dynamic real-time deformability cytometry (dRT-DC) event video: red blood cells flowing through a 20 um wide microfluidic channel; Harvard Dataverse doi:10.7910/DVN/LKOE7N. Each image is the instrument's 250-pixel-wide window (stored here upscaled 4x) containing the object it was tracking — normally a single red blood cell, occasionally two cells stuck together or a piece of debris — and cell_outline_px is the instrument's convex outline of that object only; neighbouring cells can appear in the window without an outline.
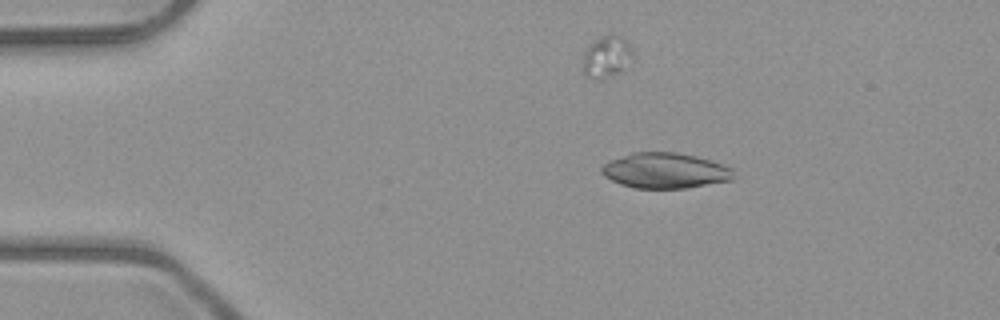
{"species": "common noctule bat (a hibernating species)", "species_latin": "Nyctalus noctula", "temperature_condition": "room temperature", "stored_images_in_passage": 6, "camera_frame_rate_fps": 3000, "um_per_image_px": 0.085, "animal": {"sex": "male", "body_mass_g": 23.1, "forearm_length_mm": 52.7}, "frame": {"image": 1, "passage_image": 2, "time_ms": 1.0, "image_size_px": [1000, 320], "cell_outline_px": [[732, 180], [684, 188], [636, 188], [620, 184], [604, 176], [600, 172], [600, 168], [608, 160], [632, 152], [676, 152], [696, 156], [712, 160], [724, 164], [732, 168]], "centroid_in_image_um": [56.5, 14.49], "position_along_channel_um": 28.5, "area_um2": 27.34}}